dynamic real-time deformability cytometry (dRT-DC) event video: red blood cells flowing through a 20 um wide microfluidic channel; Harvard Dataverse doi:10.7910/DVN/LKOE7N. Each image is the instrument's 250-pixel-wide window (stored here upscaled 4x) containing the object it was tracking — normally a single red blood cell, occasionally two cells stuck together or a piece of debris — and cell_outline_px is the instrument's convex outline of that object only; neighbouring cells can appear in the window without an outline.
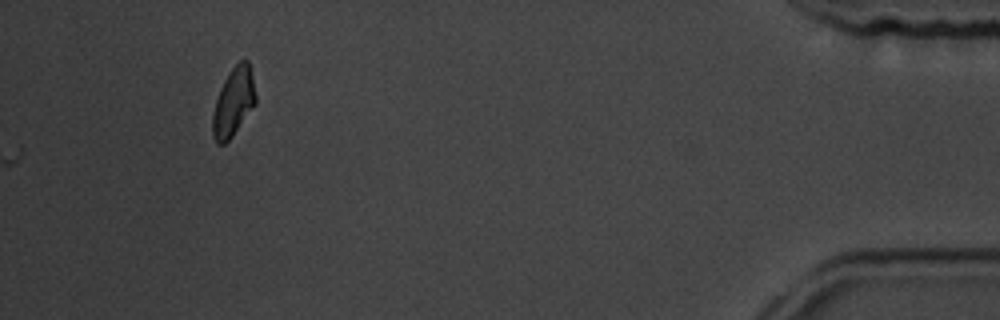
{"species": "common noctule bat (a hibernating species)", "species_latin": "Nyctalus noctula", "temperature_condition": "room temperature", "stored_images_in_passage": 16, "camera_frame_rate_fps": 3000, "um_per_image_px": 0.085, "animal": {"sex": "male", "body_mass_g": 19.5, "forearm_length_mm": 54.6}, "frame": {"image": 1, "passage_image": 16, "time_ms": 17.667, "image_size_px": [1000, 320], "cell_outline_px": [[256, 104], [232, 136], [224, 144], [216, 144], [212, 136], [212, 116], [216, 100], [220, 88], [228, 72], [240, 60], [248, 60], [252, 76], [256, 96]], "centroid_in_image_um": [19.83, 8.69], "position_along_channel_um": 415.4, "area_um2": 17.17}}